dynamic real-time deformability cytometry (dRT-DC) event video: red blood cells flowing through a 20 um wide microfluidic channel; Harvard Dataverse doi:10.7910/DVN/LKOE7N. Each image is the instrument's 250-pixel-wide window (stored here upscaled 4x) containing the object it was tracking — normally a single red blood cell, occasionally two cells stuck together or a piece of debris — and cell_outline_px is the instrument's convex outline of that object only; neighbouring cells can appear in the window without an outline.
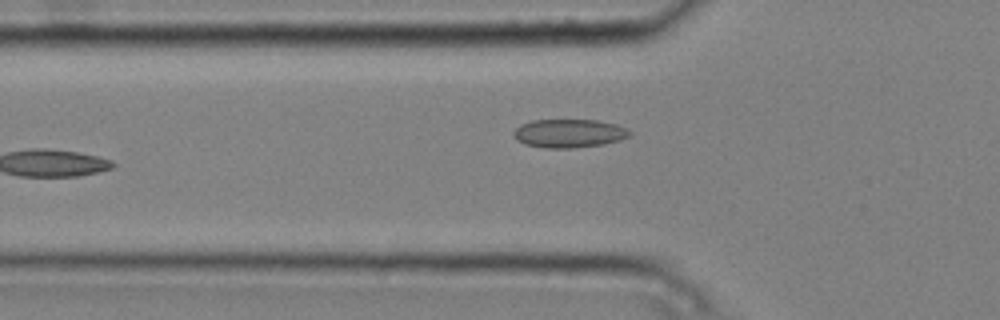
{"species": "common noctule bat (a hibernating species)", "species_latin": "Nyctalus noctula", "temperature_condition": "cold", "stored_images_in_passage": 6, "camera_frame_rate_fps": 3000, "um_per_image_px": 0.085, "animal": {"sex": "male", "body_mass_g": 20.4}, "frame": {"image": 1, "passage_image": 5, "time_ms": 1.333, "image_size_px": [1000, 320], "cell_outline_px": [[632, 136], [620, 140], [604, 144], [572, 148], [544, 148], [524, 144], [516, 140], [512, 136], [512, 132], [520, 124], [532, 120], [596, 120], [616, 124], [628, 128], [632, 132]], "centroid_in_image_um": [48.37, 11.34], "position_along_channel_um": 77.4, "area_um2": 19.59}}
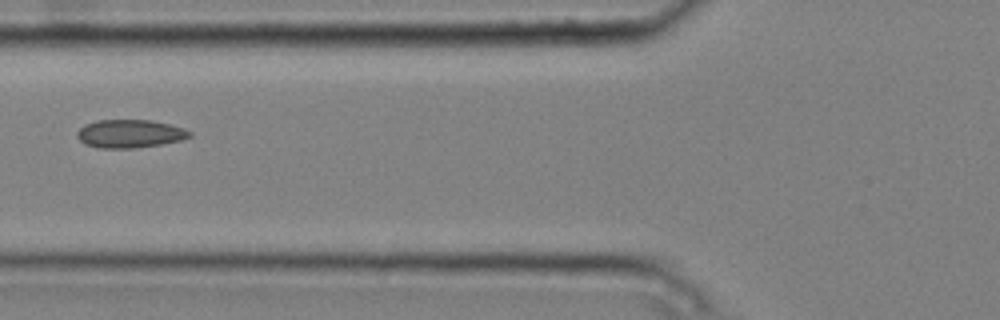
{"frame": {"image": 2, "passage_image": 6, "time_ms": 1.667, "image_size_px": [1000, 320], "cell_outline_px": [[192, 136], [180, 140], [160, 144], [132, 148], [96, 148], [84, 144], [76, 136], [76, 132], [84, 124], [96, 120], [152, 120], [184, 128], [192, 132]], "centroid_in_image_um": [11.0, 11.36], "position_along_channel_um": 114.8, "area_um2": 18.55}}